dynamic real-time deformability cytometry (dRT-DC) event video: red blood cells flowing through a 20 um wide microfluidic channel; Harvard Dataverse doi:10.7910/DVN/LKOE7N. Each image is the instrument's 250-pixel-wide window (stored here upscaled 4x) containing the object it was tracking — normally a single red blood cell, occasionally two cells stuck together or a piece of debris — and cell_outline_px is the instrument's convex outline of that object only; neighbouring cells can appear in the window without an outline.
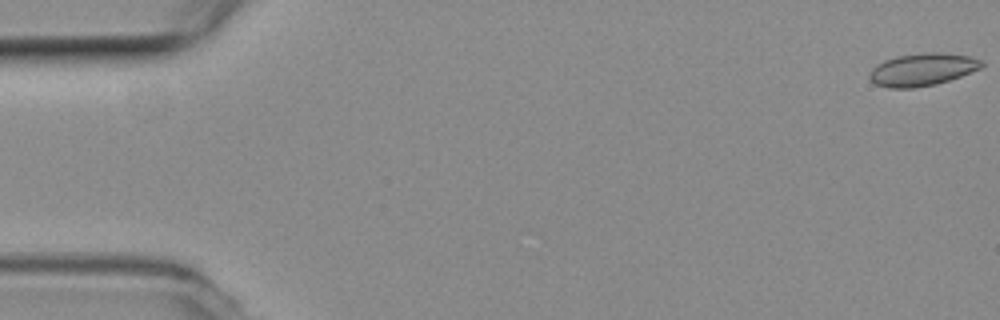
{"species": "common noctule bat (a hibernating species)", "species_latin": "Nyctalus noctula", "temperature_condition": "room temperature", "stored_images_in_passage": 49, "camera_frame_rate_fps": 3000, "um_per_image_px": 0.085, "animal": {"sex": "female", "body_mass_g": 19.3, "forearm_length_mm": 54.1}, "frame": {"image": 1, "passage_image": 1, "time_ms": 0.0, "image_size_px": [1000, 320], "cell_outline_px": [[984, 64], [980, 68], [960, 76], [936, 84], [912, 88], [888, 88], [876, 84], [868, 76], [872, 68], [876, 64], [884, 60], [900, 56], [932, 52], [936, 52], [968, 56], [980, 60]], "centroid_in_image_um": [78.37, 5.92], "position_along_channel_um": 6.6, "area_um2": 20.87}}
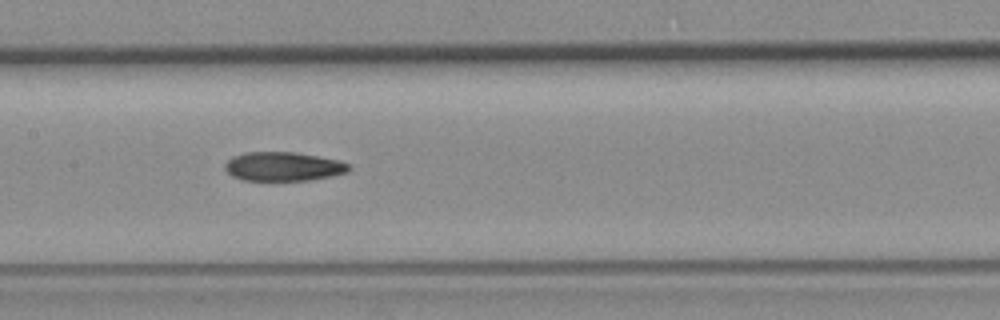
{"frame": {"image": 2, "passage_image": 22, "time_ms": 7.0, "image_size_px": [1000, 320], "cell_outline_px": [[352, 168], [348, 172], [332, 176], [308, 180], [244, 180], [232, 176], [224, 168], [224, 164], [232, 156], [244, 152], [296, 152], [340, 160], [348, 164]], "centroid_in_image_um": [24.08, 14.14], "position_along_channel_um": 183.3, "area_um2": 21.04}}
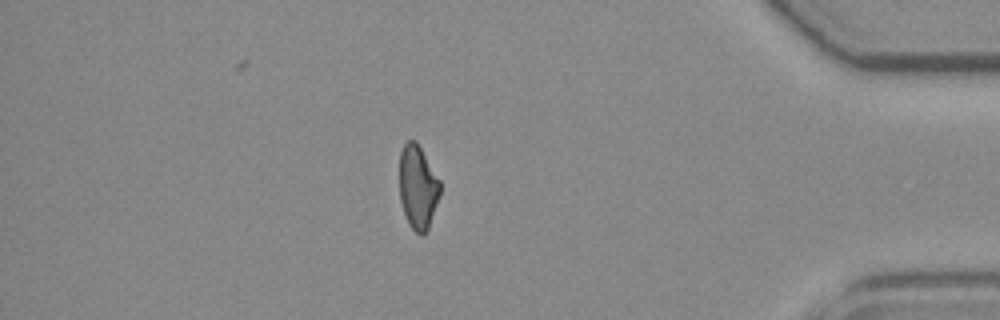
{"frame": {"image": 3, "passage_image": 42, "time_ms": 13.667, "image_size_px": [1000, 320], "cell_outline_px": [[440, 196], [428, 228], [424, 236], [420, 236], [408, 224], [400, 200], [400, 152], [404, 144], [408, 140], [416, 140], [440, 180]], "centroid_in_image_um": [35.52, 15.92], "position_along_channel_um": 399.7, "area_um2": 19.88}, "authors_computed_cell_mechanics": {"area_um2": 21.2126, "velocity_mm_per_s": 3.8942, "shape_relaxation_time_tau1_ms": null, "shape_relaxation_time_tau2_ms": 9.7833, "deformation_change_tau1": null, "deformation_change_tau2": 0.1923}}